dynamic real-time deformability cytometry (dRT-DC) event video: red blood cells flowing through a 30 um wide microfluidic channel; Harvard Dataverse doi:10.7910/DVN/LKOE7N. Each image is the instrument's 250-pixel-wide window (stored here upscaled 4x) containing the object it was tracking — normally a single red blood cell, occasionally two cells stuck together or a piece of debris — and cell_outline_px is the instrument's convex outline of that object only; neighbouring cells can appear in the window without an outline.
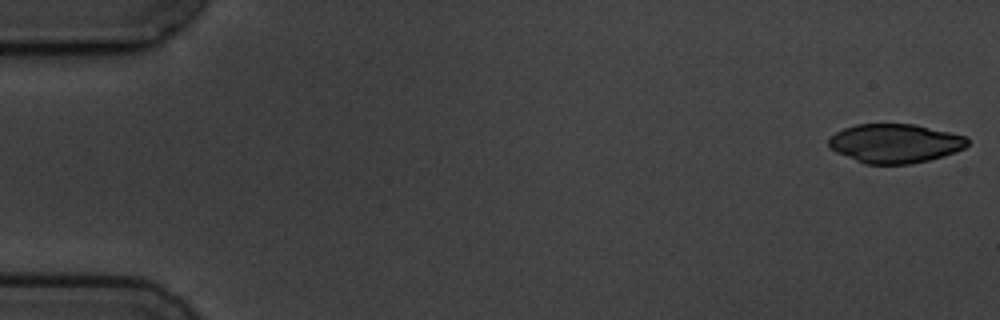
{"species": "common noctule bat (a hibernating species)", "species_latin": "Nyctalus noctula", "temperature_condition": "cold", "stored_images_in_passage": 10, "camera_frame_rate_fps": 3000, "um_per_image_px": 0.085, "animal": {"sex": "male", "body_mass_g": 19.5, "forearm_length_mm": 54.6}, "frame": {"image": 1, "passage_image": 1, "time_ms": 0.0, "image_size_px": [1000, 320], "cell_outline_px": [[968, 144], [964, 148], [956, 152], [944, 156], [912, 164], [864, 164], [836, 152], [828, 148], [828, 140], [836, 132], [844, 128], [856, 124], [916, 124], [964, 136], [968, 140]], "centroid_in_image_um": [76.05, 12.19], "position_along_channel_um": 8.9, "area_um2": 31.62}}